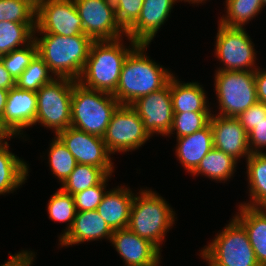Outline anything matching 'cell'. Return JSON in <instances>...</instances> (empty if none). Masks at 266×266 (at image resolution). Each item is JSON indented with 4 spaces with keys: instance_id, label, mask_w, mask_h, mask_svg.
I'll list each match as a JSON object with an SVG mask.
<instances>
[{
    "instance_id": "6da1fadb",
    "label": "cell",
    "mask_w": 266,
    "mask_h": 266,
    "mask_svg": "<svg viewBox=\"0 0 266 266\" xmlns=\"http://www.w3.org/2000/svg\"><path fill=\"white\" fill-rule=\"evenodd\" d=\"M149 44H138L126 57L116 91L112 94L120 105L164 88L174 75L171 70L147 56Z\"/></svg>"
},
{
    "instance_id": "7a4b0ae2",
    "label": "cell",
    "mask_w": 266,
    "mask_h": 266,
    "mask_svg": "<svg viewBox=\"0 0 266 266\" xmlns=\"http://www.w3.org/2000/svg\"><path fill=\"white\" fill-rule=\"evenodd\" d=\"M123 38L93 41L87 62L80 78L83 86L113 94L119 83L122 65L128 54L138 45L129 37V46Z\"/></svg>"
},
{
    "instance_id": "3957f363",
    "label": "cell",
    "mask_w": 266,
    "mask_h": 266,
    "mask_svg": "<svg viewBox=\"0 0 266 266\" xmlns=\"http://www.w3.org/2000/svg\"><path fill=\"white\" fill-rule=\"evenodd\" d=\"M37 36L34 34L37 54L44 60L54 76L77 81L87 62L93 40L86 34L66 37L38 33Z\"/></svg>"
},
{
    "instance_id": "277c9868",
    "label": "cell",
    "mask_w": 266,
    "mask_h": 266,
    "mask_svg": "<svg viewBox=\"0 0 266 266\" xmlns=\"http://www.w3.org/2000/svg\"><path fill=\"white\" fill-rule=\"evenodd\" d=\"M173 210L157 192L141 188L134 195L127 228L161 250L167 232L177 220Z\"/></svg>"
},
{
    "instance_id": "5b68a950",
    "label": "cell",
    "mask_w": 266,
    "mask_h": 266,
    "mask_svg": "<svg viewBox=\"0 0 266 266\" xmlns=\"http://www.w3.org/2000/svg\"><path fill=\"white\" fill-rule=\"evenodd\" d=\"M120 103L110 93L74 82L71 98V127L103 137Z\"/></svg>"
},
{
    "instance_id": "8992f818",
    "label": "cell",
    "mask_w": 266,
    "mask_h": 266,
    "mask_svg": "<svg viewBox=\"0 0 266 266\" xmlns=\"http://www.w3.org/2000/svg\"><path fill=\"white\" fill-rule=\"evenodd\" d=\"M76 80L55 77L37 92V113L34 125L54 131L55 136L71 126V98Z\"/></svg>"
},
{
    "instance_id": "52a82bcc",
    "label": "cell",
    "mask_w": 266,
    "mask_h": 266,
    "mask_svg": "<svg viewBox=\"0 0 266 266\" xmlns=\"http://www.w3.org/2000/svg\"><path fill=\"white\" fill-rule=\"evenodd\" d=\"M201 249L214 266H260L246 230L234 219Z\"/></svg>"
},
{
    "instance_id": "ba28073f",
    "label": "cell",
    "mask_w": 266,
    "mask_h": 266,
    "mask_svg": "<svg viewBox=\"0 0 266 266\" xmlns=\"http://www.w3.org/2000/svg\"><path fill=\"white\" fill-rule=\"evenodd\" d=\"M214 75L217 115L237 117L258 102L255 71H215Z\"/></svg>"
},
{
    "instance_id": "9c48e42d",
    "label": "cell",
    "mask_w": 266,
    "mask_h": 266,
    "mask_svg": "<svg viewBox=\"0 0 266 266\" xmlns=\"http://www.w3.org/2000/svg\"><path fill=\"white\" fill-rule=\"evenodd\" d=\"M215 57L223 66L215 71H255L256 49L246 28L227 27L218 24Z\"/></svg>"
},
{
    "instance_id": "30bf717a",
    "label": "cell",
    "mask_w": 266,
    "mask_h": 266,
    "mask_svg": "<svg viewBox=\"0 0 266 266\" xmlns=\"http://www.w3.org/2000/svg\"><path fill=\"white\" fill-rule=\"evenodd\" d=\"M150 138L139 114L130 105L117 107L103 136L110 154L135 151Z\"/></svg>"
},
{
    "instance_id": "8fae6325",
    "label": "cell",
    "mask_w": 266,
    "mask_h": 266,
    "mask_svg": "<svg viewBox=\"0 0 266 266\" xmlns=\"http://www.w3.org/2000/svg\"><path fill=\"white\" fill-rule=\"evenodd\" d=\"M83 31L93 41L114 40L126 36L118 24L113 0H74Z\"/></svg>"
},
{
    "instance_id": "7c38bea8",
    "label": "cell",
    "mask_w": 266,
    "mask_h": 266,
    "mask_svg": "<svg viewBox=\"0 0 266 266\" xmlns=\"http://www.w3.org/2000/svg\"><path fill=\"white\" fill-rule=\"evenodd\" d=\"M49 33L61 36L84 34L74 0H44L36 8L34 34Z\"/></svg>"
},
{
    "instance_id": "4fadbf2b",
    "label": "cell",
    "mask_w": 266,
    "mask_h": 266,
    "mask_svg": "<svg viewBox=\"0 0 266 266\" xmlns=\"http://www.w3.org/2000/svg\"><path fill=\"white\" fill-rule=\"evenodd\" d=\"M74 156L77 163L102 168L112 175L114 162L107 150L103 137L68 127L56 135Z\"/></svg>"
},
{
    "instance_id": "5bb4252c",
    "label": "cell",
    "mask_w": 266,
    "mask_h": 266,
    "mask_svg": "<svg viewBox=\"0 0 266 266\" xmlns=\"http://www.w3.org/2000/svg\"><path fill=\"white\" fill-rule=\"evenodd\" d=\"M130 106L139 114L144 129L151 137L169 134L173 123L170 80L161 90L135 100Z\"/></svg>"
},
{
    "instance_id": "9a60e30c",
    "label": "cell",
    "mask_w": 266,
    "mask_h": 266,
    "mask_svg": "<svg viewBox=\"0 0 266 266\" xmlns=\"http://www.w3.org/2000/svg\"><path fill=\"white\" fill-rule=\"evenodd\" d=\"M210 117L214 148L232 156L240 162L250 157L248 133L236 117H225L216 113Z\"/></svg>"
},
{
    "instance_id": "2e32d148",
    "label": "cell",
    "mask_w": 266,
    "mask_h": 266,
    "mask_svg": "<svg viewBox=\"0 0 266 266\" xmlns=\"http://www.w3.org/2000/svg\"><path fill=\"white\" fill-rule=\"evenodd\" d=\"M110 243L123 258L124 266H160L161 251L128 228L113 231Z\"/></svg>"
},
{
    "instance_id": "e0dca14e",
    "label": "cell",
    "mask_w": 266,
    "mask_h": 266,
    "mask_svg": "<svg viewBox=\"0 0 266 266\" xmlns=\"http://www.w3.org/2000/svg\"><path fill=\"white\" fill-rule=\"evenodd\" d=\"M37 113L36 92L11 88L8 93L5 110L0 122L18 138L27 137L25 128L34 126ZM33 125V126H32ZM24 135V136H22Z\"/></svg>"
},
{
    "instance_id": "ac0fdd59",
    "label": "cell",
    "mask_w": 266,
    "mask_h": 266,
    "mask_svg": "<svg viewBox=\"0 0 266 266\" xmlns=\"http://www.w3.org/2000/svg\"><path fill=\"white\" fill-rule=\"evenodd\" d=\"M181 0H144L137 21L126 36L138 44H150L159 29L169 19L173 5Z\"/></svg>"
},
{
    "instance_id": "d6986e66",
    "label": "cell",
    "mask_w": 266,
    "mask_h": 266,
    "mask_svg": "<svg viewBox=\"0 0 266 266\" xmlns=\"http://www.w3.org/2000/svg\"><path fill=\"white\" fill-rule=\"evenodd\" d=\"M113 231L96 210L76 212L73 225L59 241L61 247L79 245L84 242L111 240Z\"/></svg>"
},
{
    "instance_id": "ffe728a7",
    "label": "cell",
    "mask_w": 266,
    "mask_h": 266,
    "mask_svg": "<svg viewBox=\"0 0 266 266\" xmlns=\"http://www.w3.org/2000/svg\"><path fill=\"white\" fill-rule=\"evenodd\" d=\"M134 195L126 186L106 190L96 211L112 231L127 228Z\"/></svg>"
},
{
    "instance_id": "44dd1931",
    "label": "cell",
    "mask_w": 266,
    "mask_h": 266,
    "mask_svg": "<svg viewBox=\"0 0 266 266\" xmlns=\"http://www.w3.org/2000/svg\"><path fill=\"white\" fill-rule=\"evenodd\" d=\"M176 141L175 155L177 160L191 174L214 147L211 125L209 123L191 135L178 137Z\"/></svg>"
},
{
    "instance_id": "7402d4cb",
    "label": "cell",
    "mask_w": 266,
    "mask_h": 266,
    "mask_svg": "<svg viewBox=\"0 0 266 266\" xmlns=\"http://www.w3.org/2000/svg\"><path fill=\"white\" fill-rule=\"evenodd\" d=\"M238 207L233 218L246 230L260 266H266V208Z\"/></svg>"
},
{
    "instance_id": "603a6c76",
    "label": "cell",
    "mask_w": 266,
    "mask_h": 266,
    "mask_svg": "<svg viewBox=\"0 0 266 266\" xmlns=\"http://www.w3.org/2000/svg\"><path fill=\"white\" fill-rule=\"evenodd\" d=\"M199 82H183L173 75L170 78V93L173 113L211 112L206 91ZM210 107V108H209Z\"/></svg>"
},
{
    "instance_id": "cb8c5ba5",
    "label": "cell",
    "mask_w": 266,
    "mask_h": 266,
    "mask_svg": "<svg viewBox=\"0 0 266 266\" xmlns=\"http://www.w3.org/2000/svg\"><path fill=\"white\" fill-rule=\"evenodd\" d=\"M29 166L9 150L7 142L0 147V195L13 193L27 182Z\"/></svg>"
},
{
    "instance_id": "d4e9b609",
    "label": "cell",
    "mask_w": 266,
    "mask_h": 266,
    "mask_svg": "<svg viewBox=\"0 0 266 266\" xmlns=\"http://www.w3.org/2000/svg\"><path fill=\"white\" fill-rule=\"evenodd\" d=\"M250 201L240 204L253 208H266V152L254 153L246 160Z\"/></svg>"
},
{
    "instance_id": "484cf974",
    "label": "cell",
    "mask_w": 266,
    "mask_h": 266,
    "mask_svg": "<svg viewBox=\"0 0 266 266\" xmlns=\"http://www.w3.org/2000/svg\"><path fill=\"white\" fill-rule=\"evenodd\" d=\"M238 161L223 151L212 148L207 155L201 160L198 167L191 173V176H206L211 181L225 183L236 172Z\"/></svg>"
},
{
    "instance_id": "4316f807",
    "label": "cell",
    "mask_w": 266,
    "mask_h": 266,
    "mask_svg": "<svg viewBox=\"0 0 266 266\" xmlns=\"http://www.w3.org/2000/svg\"><path fill=\"white\" fill-rule=\"evenodd\" d=\"M35 28L36 24L0 22V56L30 44Z\"/></svg>"
},
{
    "instance_id": "83f0119b",
    "label": "cell",
    "mask_w": 266,
    "mask_h": 266,
    "mask_svg": "<svg viewBox=\"0 0 266 266\" xmlns=\"http://www.w3.org/2000/svg\"><path fill=\"white\" fill-rule=\"evenodd\" d=\"M224 4L226 14H223L218 23L227 27L244 28L245 24L264 9L262 0H225Z\"/></svg>"
},
{
    "instance_id": "f1b7e54d",
    "label": "cell",
    "mask_w": 266,
    "mask_h": 266,
    "mask_svg": "<svg viewBox=\"0 0 266 266\" xmlns=\"http://www.w3.org/2000/svg\"><path fill=\"white\" fill-rule=\"evenodd\" d=\"M108 174L99 167L77 163L75 169L60 185V189L72 196L98 185Z\"/></svg>"
},
{
    "instance_id": "f546056e",
    "label": "cell",
    "mask_w": 266,
    "mask_h": 266,
    "mask_svg": "<svg viewBox=\"0 0 266 266\" xmlns=\"http://www.w3.org/2000/svg\"><path fill=\"white\" fill-rule=\"evenodd\" d=\"M47 212L49 219L54 222L67 223L63 233L58 237L59 240L71 229L74 218L76 215L75 201L71 194L65 193L63 190L58 189L50 197L47 203Z\"/></svg>"
},
{
    "instance_id": "4dcf8cb0",
    "label": "cell",
    "mask_w": 266,
    "mask_h": 266,
    "mask_svg": "<svg viewBox=\"0 0 266 266\" xmlns=\"http://www.w3.org/2000/svg\"><path fill=\"white\" fill-rule=\"evenodd\" d=\"M46 153L48 154L49 169L62 184L77 165L74 156L57 136L53 138Z\"/></svg>"
},
{
    "instance_id": "1f68e13d",
    "label": "cell",
    "mask_w": 266,
    "mask_h": 266,
    "mask_svg": "<svg viewBox=\"0 0 266 266\" xmlns=\"http://www.w3.org/2000/svg\"><path fill=\"white\" fill-rule=\"evenodd\" d=\"M54 78V74L37 54L15 81V86L18 89L37 92L43 85L51 82Z\"/></svg>"
},
{
    "instance_id": "d6a6232c",
    "label": "cell",
    "mask_w": 266,
    "mask_h": 266,
    "mask_svg": "<svg viewBox=\"0 0 266 266\" xmlns=\"http://www.w3.org/2000/svg\"><path fill=\"white\" fill-rule=\"evenodd\" d=\"M211 115V112L173 113L172 128L167 136L175 135V131L176 138L191 135L206 127L210 122Z\"/></svg>"
},
{
    "instance_id": "836d02e7",
    "label": "cell",
    "mask_w": 266,
    "mask_h": 266,
    "mask_svg": "<svg viewBox=\"0 0 266 266\" xmlns=\"http://www.w3.org/2000/svg\"><path fill=\"white\" fill-rule=\"evenodd\" d=\"M36 24V7L27 0H0V22Z\"/></svg>"
},
{
    "instance_id": "e575fe53",
    "label": "cell",
    "mask_w": 266,
    "mask_h": 266,
    "mask_svg": "<svg viewBox=\"0 0 266 266\" xmlns=\"http://www.w3.org/2000/svg\"><path fill=\"white\" fill-rule=\"evenodd\" d=\"M36 55L37 46L33 40L30 44L22 48L15 49L8 54L0 56V59L5 69L16 81Z\"/></svg>"
},
{
    "instance_id": "d590c367",
    "label": "cell",
    "mask_w": 266,
    "mask_h": 266,
    "mask_svg": "<svg viewBox=\"0 0 266 266\" xmlns=\"http://www.w3.org/2000/svg\"><path fill=\"white\" fill-rule=\"evenodd\" d=\"M112 175H107L98 185L87 188L73 195L76 212L96 210L106 193L107 183Z\"/></svg>"
},
{
    "instance_id": "8d00e7d4",
    "label": "cell",
    "mask_w": 266,
    "mask_h": 266,
    "mask_svg": "<svg viewBox=\"0 0 266 266\" xmlns=\"http://www.w3.org/2000/svg\"><path fill=\"white\" fill-rule=\"evenodd\" d=\"M144 0H113L118 24L126 32L138 19Z\"/></svg>"
},
{
    "instance_id": "74e56055",
    "label": "cell",
    "mask_w": 266,
    "mask_h": 266,
    "mask_svg": "<svg viewBox=\"0 0 266 266\" xmlns=\"http://www.w3.org/2000/svg\"><path fill=\"white\" fill-rule=\"evenodd\" d=\"M246 132L252 131L258 123L266 119V104L257 102L236 117Z\"/></svg>"
},
{
    "instance_id": "f35d334b",
    "label": "cell",
    "mask_w": 266,
    "mask_h": 266,
    "mask_svg": "<svg viewBox=\"0 0 266 266\" xmlns=\"http://www.w3.org/2000/svg\"><path fill=\"white\" fill-rule=\"evenodd\" d=\"M248 144L250 153H264L266 150V119L257 124V126L248 133Z\"/></svg>"
},
{
    "instance_id": "ab89813d",
    "label": "cell",
    "mask_w": 266,
    "mask_h": 266,
    "mask_svg": "<svg viewBox=\"0 0 266 266\" xmlns=\"http://www.w3.org/2000/svg\"><path fill=\"white\" fill-rule=\"evenodd\" d=\"M9 257L10 259L0 266H32L36 255L31 250H21L14 255H11L9 252Z\"/></svg>"
},
{
    "instance_id": "60d3db41",
    "label": "cell",
    "mask_w": 266,
    "mask_h": 266,
    "mask_svg": "<svg viewBox=\"0 0 266 266\" xmlns=\"http://www.w3.org/2000/svg\"><path fill=\"white\" fill-rule=\"evenodd\" d=\"M255 83L258 102L266 104V69L257 68L255 70Z\"/></svg>"
},
{
    "instance_id": "b9f144b4",
    "label": "cell",
    "mask_w": 266,
    "mask_h": 266,
    "mask_svg": "<svg viewBox=\"0 0 266 266\" xmlns=\"http://www.w3.org/2000/svg\"><path fill=\"white\" fill-rule=\"evenodd\" d=\"M13 87H15V80L12 78L10 73L5 69L0 59V88L9 91Z\"/></svg>"
},
{
    "instance_id": "7bdbcfd3",
    "label": "cell",
    "mask_w": 266,
    "mask_h": 266,
    "mask_svg": "<svg viewBox=\"0 0 266 266\" xmlns=\"http://www.w3.org/2000/svg\"><path fill=\"white\" fill-rule=\"evenodd\" d=\"M13 137L18 136L13 135L2 123H0V147H3L8 140L12 139Z\"/></svg>"
},
{
    "instance_id": "ee69618b",
    "label": "cell",
    "mask_w": 266,
    "mask_h": 266,
    "mask_svg": "<svg viewBox=\"0 0 266 266\" xmlns=\"http://www.w3.org/2000/svg\"><path fill=\"white\" fill-rule=\"evenodd\" d=\"M8 90H4L0 88V120L3 116L4 110H5V105L7 102V97H8Z\"/></svg>"
},
{
    "instance_id": "f6af8a7d",
    "label": "cell",
    "mask_w": 266,
    "mask_h": 266,
    "mask_svg": "<svg viewBox=\"0 0 266 266\" xmlns=\"http://www.w3.org/2000/svg\"><path fill=\"white\" fill-rule=\"evenodd\" d=\"M182 1H184L185 3L186 2H189V4L191 3V4H196V5H198L200 3H205L206 2V0H181V2Z\"/></svg>"
},
{
    "instance_id": "bcb514c9",
    "label": "cell",
    "mask_w": 266,
    "mask_h": 266,
    "mask_svg": "<svg viewBox=\"0 0 266 266\" xmlns=\"http://www.w3.org/2000/svg\"><path fill=\"white\" fill-rule=\"evenodd\" d=\"M27 1H29L32 5H34L37 8L44 0H27Z\"/></svg>"
},
{
    "instance_id": "7dc6e473",
    "label": "cell",
    "mask_w": 266,
    "mask_h": 266,
    "mask_svg": "<svg viewBox=\"0 0 266 266\" xmlns=\"http://www.w3.org/2000/svg\"><path fill=\"white\" fill-rule=\"evenodd\" d=\"M199 255L203 260L207 262L208 266H214L201 252Z\"/></svg>"
},
{
    "instance_id": "c3c4849f",
    "label": "cell",
    "mask_w": 266,
    "mask_h": 266,
    "mask_svg": "<svg viewBox=\"0 0 266 266\" xmlns=\"http://www.w3.org/2000/svg\"><path fill=\"white\" fill-rule=\"evenodd\" d=\"M262 5H263V8L266 7V0H262Z\"/></svg>"
}]
</instances>
